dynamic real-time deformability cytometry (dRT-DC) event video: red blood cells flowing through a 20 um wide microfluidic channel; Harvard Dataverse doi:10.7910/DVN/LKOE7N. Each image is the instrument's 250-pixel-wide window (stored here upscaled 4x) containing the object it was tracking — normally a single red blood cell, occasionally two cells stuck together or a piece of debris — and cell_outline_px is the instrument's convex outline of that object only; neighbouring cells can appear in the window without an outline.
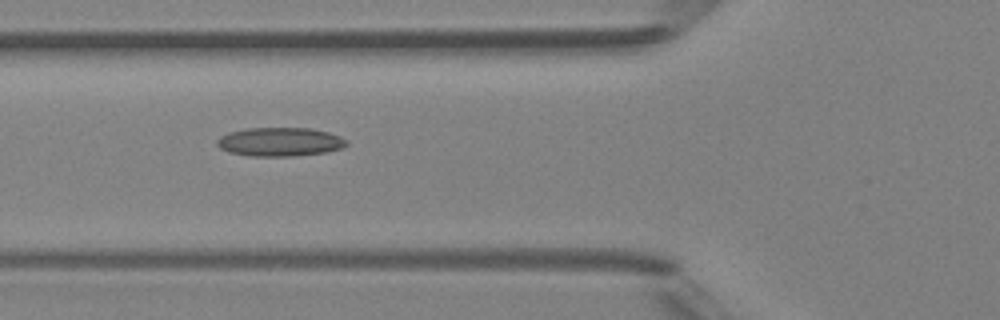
{"species": "Egyptian fruit bat (a non-hibernating species)", "species_latin": "Rousettus aegyptiacus", "temperature_condition": "room temperature", "stored_images_in_passage": 7, "camera_frame_rate_fps": 3000, "um_per_image_px": 0.085, "animal": {"sex": "female"}, "frame": {"image": 1, "passage_image": 5, "time_ms": 5.333, "image_size_px": [1000, 320], "cell_outline_px": [[348, 144], [344, 148], [328, 152], [296, 156], [248, 156], [228, 152], [220, 148], [216, 144], [216, 140], [220, 136], [228, 132], [244, 128], [312, 128], [328, 132], [340, 136], [348, 140]], "centroid_in_image_um": [23.8, 12.06], "position_along_channel_um": 102.0, "area_um2": 22.14}}
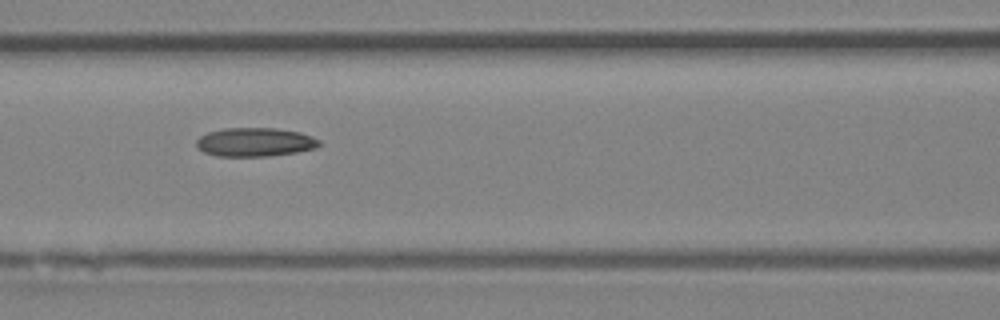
{"frame": {"image": 2, "passage_image": 6, "time_ms": 6.333, "image_size_px": [1000, 320], "cell_outline_px": [[320, 144], [316, 148], [296, 152], [268, 156], [216, 156], [204, 152], [196, 148], [196, 140], [200, 136], [208, 132], [224, 128], [276, 128], [300, 132], [312, 136], [320, 140]], "centroid_in_image_um": [21.66, 12.08], "position_along_channel_um": 144.9, "area_um2": 20.69}}
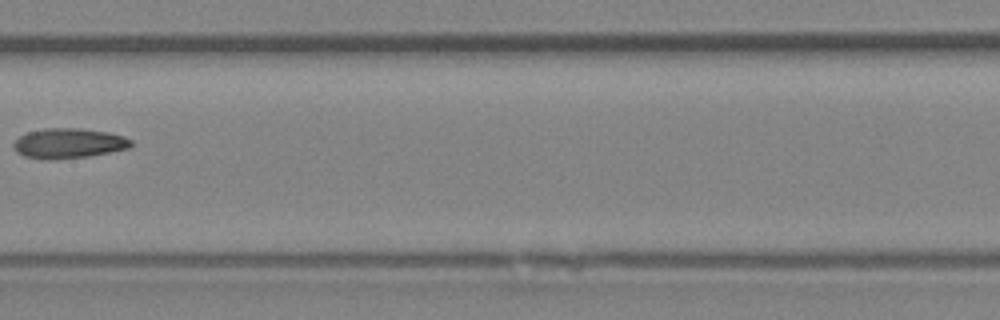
{"frame": {"image": 3, "passage_image": 7, "time_ms": 7.667, "image_size_px": [1000, 320], "cell_outline_px": [[132, 144], [128, 148], [88, 156], [52, 160], [44, 160], [24, 156], [16, 152], [12, 148], [12, 144], [20, 136], [28, 132], [44, 128], [80, 128], [108, 132], [124, 136], [132, 140]], "centroid_in_image_um": [5.79, 12.18], "position_along_channel_um": 201.6, "area_um2": 20.63}}